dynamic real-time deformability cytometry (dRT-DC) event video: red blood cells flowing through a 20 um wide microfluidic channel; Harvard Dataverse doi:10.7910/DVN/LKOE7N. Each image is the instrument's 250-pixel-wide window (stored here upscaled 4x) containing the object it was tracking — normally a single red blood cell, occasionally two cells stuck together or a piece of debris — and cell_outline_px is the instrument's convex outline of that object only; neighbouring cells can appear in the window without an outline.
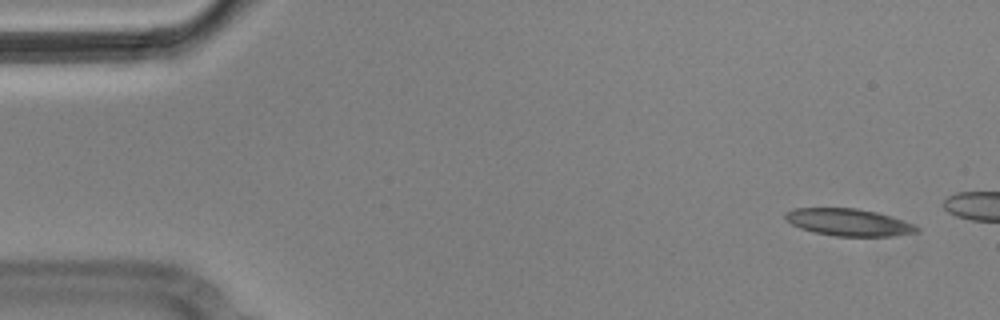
{"species": "Egyptian fruit bat (a non-hibernating species)", "species_latin": "Rousettus aegyptiacus", "temperature_condition": "cold", "stored_images_in_passage": 4, "camera_frame_rate_fps": 3000, "um_per_image_px": 0.085, "animal": {"sex": "male"}, "frame": {"image": 1, "passage_image": 1, "time_ms": 0.0, "image_size_px": [1000, 320], "cell_outline_px": [[920, 232], [892, 236], [836, 236], [816, 232], [800, 228], [792, 224], [784, 216], [784, 212], [792, 208], [856, 208], [876, 212], [912, 224], [920, 228]], "centroid_in_image_um": [72.11, 18.89], "position_along_channel_um": 12.9, "area_um2": 20.58}}